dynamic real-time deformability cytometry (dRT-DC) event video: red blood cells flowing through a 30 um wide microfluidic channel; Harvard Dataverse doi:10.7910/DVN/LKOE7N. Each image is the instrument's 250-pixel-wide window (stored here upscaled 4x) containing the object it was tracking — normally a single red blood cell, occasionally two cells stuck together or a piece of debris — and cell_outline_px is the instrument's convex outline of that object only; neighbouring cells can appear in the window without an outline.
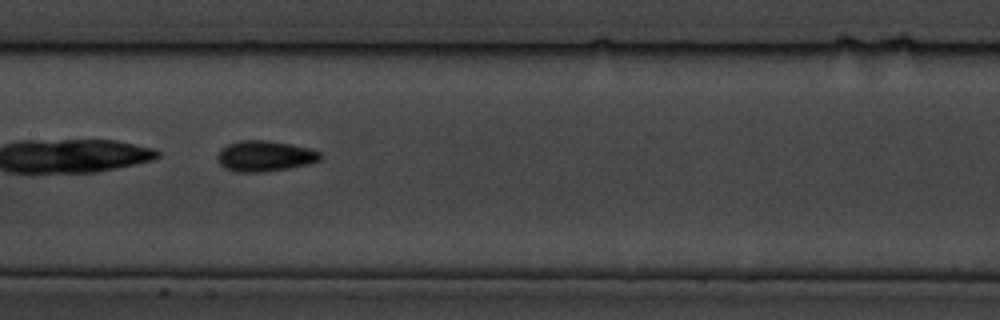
{"species": "common noctule bat (a hibernating species)", "species_latin": "Nyctalus noctula", "temperature_condition": "cold", "stored_images_in_passage": 41, "camera_frame_rate_fps": 3000, "um_per_image_px": 0.085, "animal": {"sex": "male", "body_mass_g": 19.5, "forearm_length_mm": 54.6}, "frame": {"image": 1, "passage_image": 12, "time_ms": 3.667, "image_size_px": [1000, 320], "cell_outline_px": [[320, 160], [308, 164], [288, 168], [264, 172], [236, 172], [224, 168], [220, 164], [216, 156], [220, 148], [228, 144], [240, 140], [268, 140], [308, 148], [320, 152]], "centroid_in_image_um": [22.45, 13.27], "position_along_channel_um": 184.9, "area_um2": 18.38}}
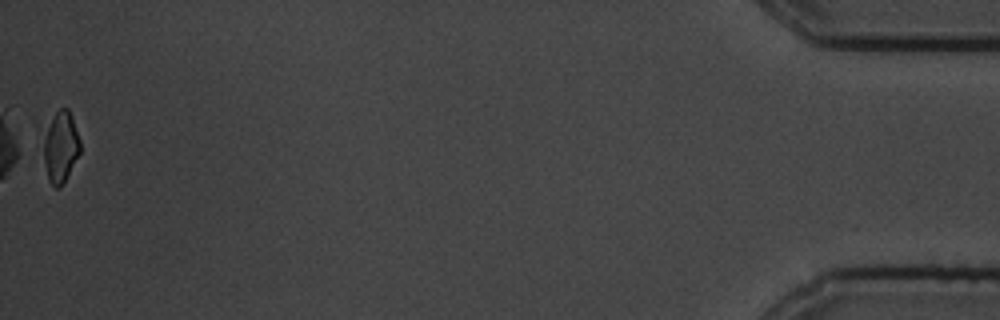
{"frame": {"image": 2, "passage_image": 41, "time_ms": 13.333, "image_size_px": [1000, 320], "cell_outline_px": [[80, 152], [60, 188], [56, 188], [48, 180], [44, 164], [44, 140], [48, 120], [60, 108], [68, 108], [72, 116], [80, 140]], "centroid_in_image_um": [5.15, 12.46], "position_along_channel_um": 430.1, "area_um2": 15.09}, "authors_computed_cell_mechanics": {"area_um2": 17.4556, "velocity_mm_per_s": 3.4827, "shape_relaxation_time_tau1_ms": 3.318, "shape_relaxation_time_tau2_ms": 2.9223, "deformation_change_tau1": 0.0801, "deformation_change_tau2": 0.0822}}